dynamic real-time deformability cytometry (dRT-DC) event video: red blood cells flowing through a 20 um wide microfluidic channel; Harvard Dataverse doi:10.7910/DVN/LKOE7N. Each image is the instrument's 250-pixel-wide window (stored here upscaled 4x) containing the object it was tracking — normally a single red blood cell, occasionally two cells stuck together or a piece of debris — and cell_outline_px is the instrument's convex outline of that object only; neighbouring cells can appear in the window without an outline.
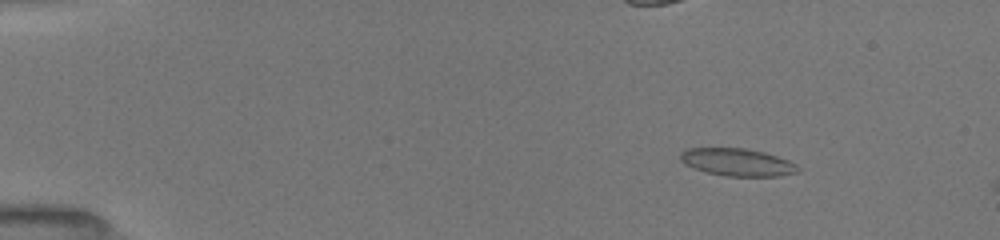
{"species": "common noctule bat (a hibernating species)", "species_latin": "Nyctalus noctula", "temperature_condition": "room temperature", "stored_images_in_passage": 8, "camera_frame_rate_fps": 3000, "um_per_image_px": 0.085, "animal": {"sex": "female", "body_mass_g": 19.5, "forearm_length_mm": 54.1}, "frame": {"image": 1, "passage_image": 4, "time_ms": 2.0, "image_size_px": [1000, 240], "cell_outline_px": [[800, 172], [780, 176], [724, 176], [692, 168], [684, 164], [680, 160], [680, 152], [684, 148], [744, 148], [764, 152], [788, 160], [796, 164]], "centroid_in_image_um": [62.64, 13.79], "position_along_channel_um": 22.4, "area_um2": 18.96}}